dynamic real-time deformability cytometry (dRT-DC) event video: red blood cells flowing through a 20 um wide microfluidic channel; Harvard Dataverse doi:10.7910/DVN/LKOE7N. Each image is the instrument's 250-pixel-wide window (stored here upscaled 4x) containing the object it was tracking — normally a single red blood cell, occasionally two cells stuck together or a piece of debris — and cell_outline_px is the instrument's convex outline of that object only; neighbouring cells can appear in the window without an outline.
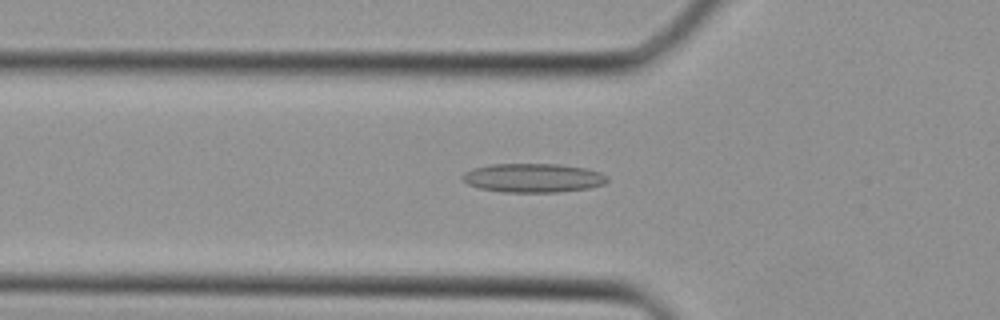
{"species": "Egyptian fruit bat (a non-hibernating species)", "species_latin": "Rousettus aegyptiacus", "temperature_condition": "cold", "stored_images_in_passage": 32, "camera_frame_rate_fps": 3000, "um_per_image_px": 0.085, "animal": {"sex": "female"}, "frame": {"image": 1, "passage_image": 12, "time_ms": 3.667, "image_size_px": [1000, 320], "cell_outline_px": [[608, 180], [604, 184], [588, 188], [556, 192], [504, 192], [480, 188], [468, 184], [460, 176], [464, 172], [472, 168], [492, 164], [560, 164], [588, 168], [600, 172], [608, 176]], "centroid_in_image_um": [45.33, 15.11], "position_along_channel_um": 80.5, "area_um2": 24.51}}
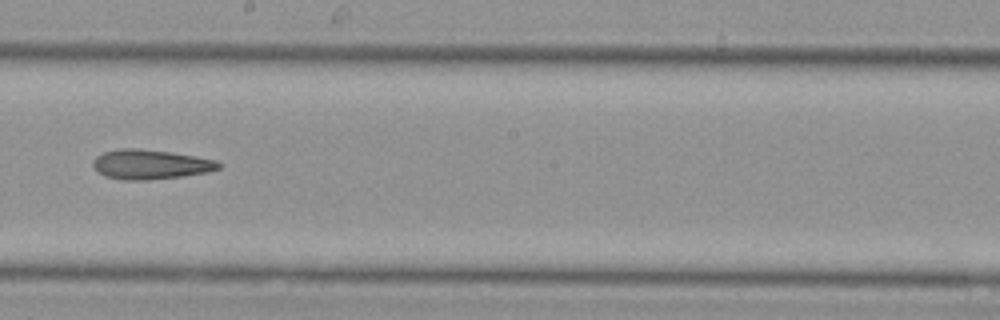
{"frame": {"image": 2, "passage_image": 21, "time_ms": 6.667, "image_size_px": [1000, 320], "cell_outline_px": [[220, 168], [208, 172], [184, 176], [148, 180], [124, 180], [104, 176], [96, 172], [92, 164], [92, 160], [96, 156], [104, 152], [120, 148], [140, 148], [168, 152], [216, 160], [220, 164]], "centroid_in_image_um": [12.73, 13.98], "position_along_channel_um": 235.5, "area_um2": 21.73}}
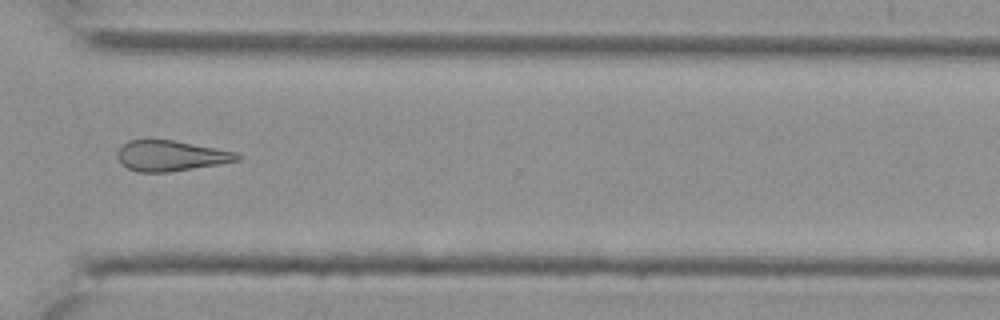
{"frame": {"image": 3, "passage_image": 28, "time_ms": 9.0, "image_size_px": [1000, 320], "cell_outline_px": [[240, 160], [168, 172], [136, 172], [120, 164], [116, 156], [116, 152], [128, 140], [172, 140], [236, 152], [240, 156]], "centroid_in_image_um": [14.45, 13.24], "position_along_channel_um": 356.2, "area_um2": 21.04}}